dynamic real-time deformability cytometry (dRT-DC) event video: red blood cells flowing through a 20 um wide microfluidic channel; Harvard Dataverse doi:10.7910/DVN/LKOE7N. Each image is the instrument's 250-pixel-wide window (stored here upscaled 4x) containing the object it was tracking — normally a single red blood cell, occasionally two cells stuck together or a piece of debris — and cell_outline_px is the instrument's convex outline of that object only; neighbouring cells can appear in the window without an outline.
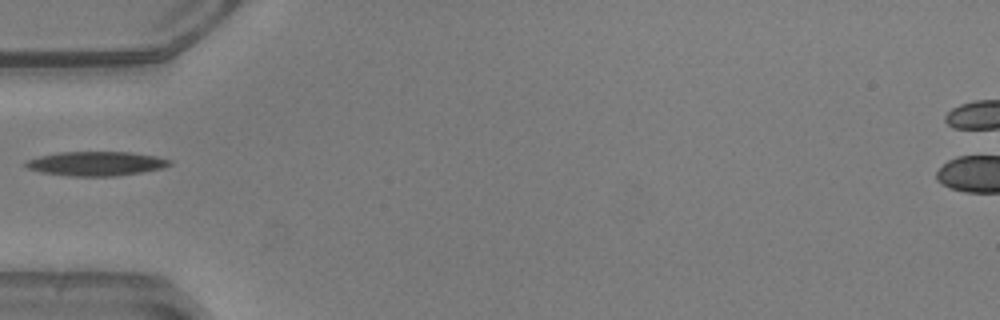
{"species": "common noctule bat (a hibernating species)", "species_latin": "Nyctalus noctula", "temperature_condition": "warm", "stored_images_in_passage": 20, "camera_frame_rate_fps": 3000, "um_per_image_px": 0.085, "animal": {"sex": "male", "body_mass_g": 20.5, "forearm_length_mm": 52.5}, "frame": {"image": 1, "passage_image": 1, "time_ms": 0.0, "image_size_px": [1000, 320], "cell_outline_px": [[172, 164], [164, 168], [116, 176], [68, 176], [44, 172], [28, 168], [24, 164], [24, 160], [40, 156], [60, 152], [128, 152], [156, 156], [172, 160]], "centroid_in_image_um": [8.19, 13.9], "position_along_channel_um": 76.8, "area_um2": 20.29}}